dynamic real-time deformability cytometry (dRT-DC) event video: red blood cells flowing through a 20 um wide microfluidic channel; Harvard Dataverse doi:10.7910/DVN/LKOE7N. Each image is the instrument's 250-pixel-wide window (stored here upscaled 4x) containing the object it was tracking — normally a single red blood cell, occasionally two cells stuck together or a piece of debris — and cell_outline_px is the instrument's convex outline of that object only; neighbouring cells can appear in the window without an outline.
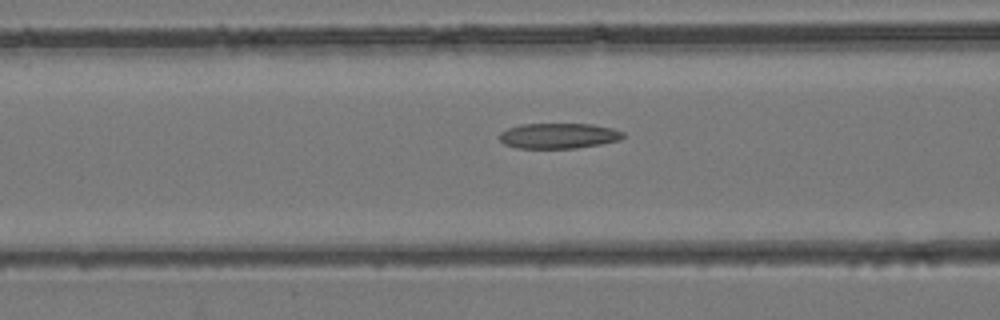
{"species": "common noctule bat (a hibernating species)", "species_latin": "Nyctalus noctula", "temperature_condition": "room temperature", "stored_images_in_passage": 40, "camera_frame_rate_fps": 3000, "um_per_image_px": 0.085, "animal": {"sex": "female", "body_mass_g": 24.6, "forearm_length_mm": 56.2}, "frame": {"image": 1, "passage_image": 15, "time_ms": 4.667, "image_size_px": [1000, 320], "cell_outline_px": [[624, 136], [620, 140], [600, 144], [576, 148], [520, 148], [504, 144], [500, 140], [500, 132], [508, 128], [520, 124], [592, 124], [612, 128], [624, 132]], "centroid_in_image_um": [47.49, 11.54], "position_along_channel_um": 119.1, "area_um2": 18.26}}
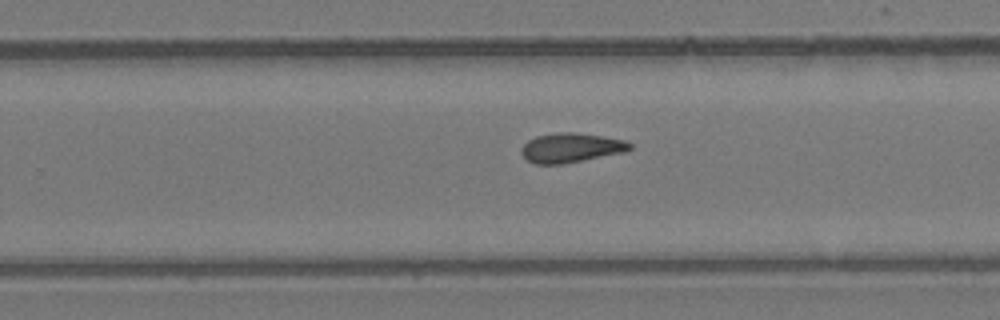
{"frame": {"image": 2, "passage_image": 25, "time_ms": 8.0, "image_size_px": [1000, 320], "cell_outline_px": [[632, 148], [624, 152], [560, 164], [536, 164], [528, 160], [520, 152], [520, 148], [528, 140], [536, 136], [556, 132], [576, 132], [624, 140], [632, 144]], "centroid_in_image_um": [48.5, 12.55], "position_along_channel_um": 281.3, "area_um2": 18.44}}
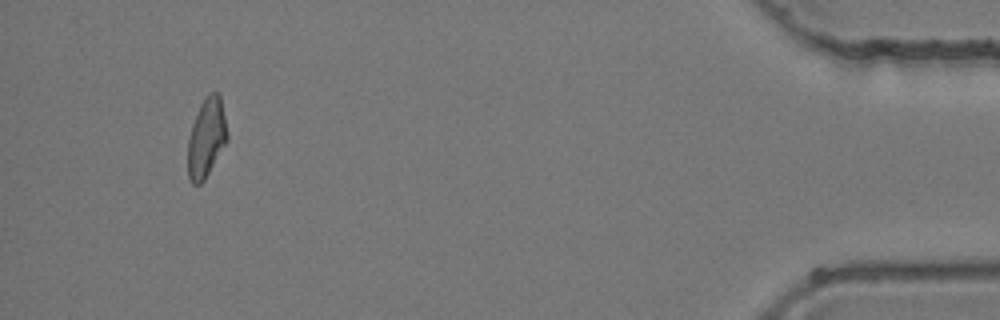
{"frame": {"image": 3, "passage_image": 38, "time_ms": 12.333, "image_size_px": [1000, 320], "cell_outline_px": [[228, 140], [204, 180], [200, 184], [192, 184], [188, 176], [188, 140], [192, 124], [200, 104], [208, 92], [216, 92], [220, 96], [228, 132]], "centroid_in_image_um": [17.55, 11.7], "position_along_channel_um": 417.7, "area_um2": 18.15}}